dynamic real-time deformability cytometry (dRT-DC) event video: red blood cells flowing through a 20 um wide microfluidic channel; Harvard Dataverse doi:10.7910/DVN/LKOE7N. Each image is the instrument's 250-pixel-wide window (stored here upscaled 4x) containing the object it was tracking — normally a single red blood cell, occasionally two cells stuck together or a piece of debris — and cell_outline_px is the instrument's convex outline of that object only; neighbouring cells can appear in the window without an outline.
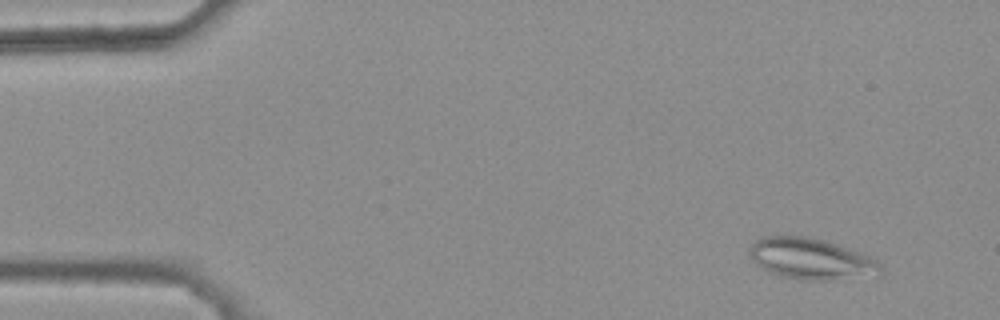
{"species": "common noctule bat (a hibernating species)", "species_latin": "Nyctalus noctula", "temperature_condition": "warm", "stored_images_in_passage": 45, "camera_frame_rate_fps": 3000, "um_per_image_px": 0.085, "animal": {"sex": "female", "body_mass_g": 25.1}, "frame": {"image": 1, "passage_image": 5, "time_ms": 1.333, "image_size_px": [1000, 320], "cell_outline_px": [[884, 268], [880, 276], [832, 280], [804, 280], [784, 276], [768, 272], [756, 264], [752, 260], [748, 252], [748, 248], [760, 236], [808, 236], [824, 240], [848, 248], [868, 256], [876, 260]], "centroid_in_image_um": [68.96, 22.01], "position_along_channel_um": 16.0, "area_um2": 31.73}}
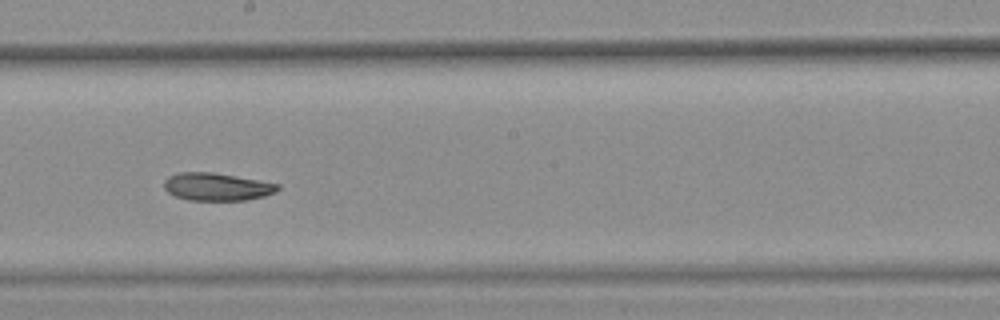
{"frame": {"image": 2, "passage_image": 30, "time_ms": 9.667, "image_size_px": [1000, 320], "cell_outline_px": [[280, 188], [276, 192], [264, 196], [244, 200], [188, 200], [176, 196], [168, 192], [164, 188], [164, 180], [168, 176], [180, 172], [212, 172], [280, 184]], "centroid_in_image_um": [18.42, 15.87], "position_along_channel_um": 229.8, "area_um2": 18.26}}
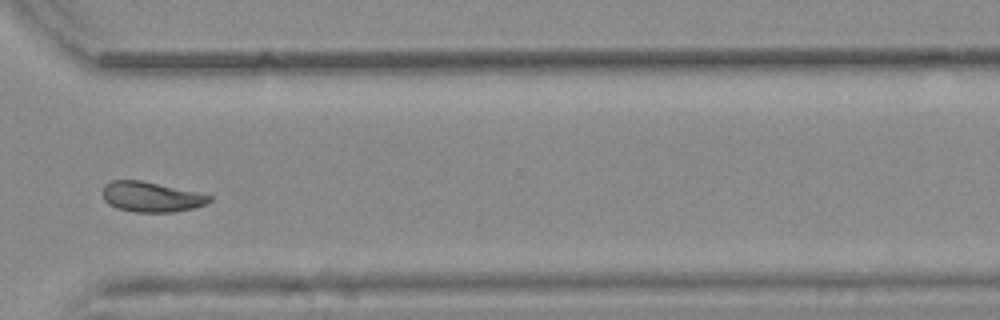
{"frame": {"image": 3, "passage_image": 40, "time_ms": 13.0, "image_size_px": [1000, 320], "cell_outline_px": [[212, 200], [196, 208], [172, 212], [136, 212], [116, 208], [108, 204], [104, 200], [104, 184], [112, 180], [140, 180], [196, 192], [212, 196]], "centroid_in_image_um": [12.84, 16.74], "position_along_channel_um": 357.8, "area_um2": 18.61}, "authors_computed_cell_mechanics": {"area_um2": 19.5942, "velocity_mm_per_s": 3.8224, "shape_relaxation_time_tau1_ms": null, "shape_relaxation_time_tau2_ms": 7.4361, "deformation_change_tau1": null, "deformation_change_tau2": 0.1264}}